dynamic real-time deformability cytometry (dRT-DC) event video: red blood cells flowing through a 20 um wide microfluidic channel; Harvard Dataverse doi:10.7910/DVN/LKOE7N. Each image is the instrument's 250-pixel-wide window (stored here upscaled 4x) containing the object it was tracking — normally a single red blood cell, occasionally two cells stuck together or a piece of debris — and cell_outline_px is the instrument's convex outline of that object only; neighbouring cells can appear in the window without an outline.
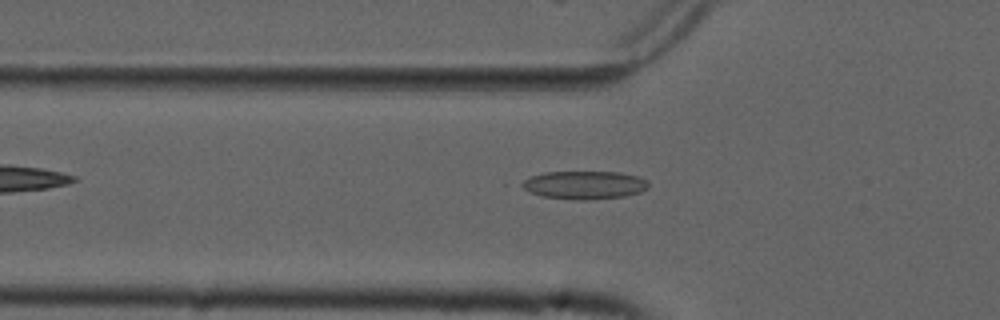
{"species": "common noctule bat (a hibernating species)", "species_latin": "Nyctalus noctula", "temperature_condition": "cold", "stored_images_in_passage": 38, "camera_frame_rate_fps": 3000, "um_per_image_px": 0.085, "animal": {"sex": "male", "forearm_length_mm": 52.5}, "frame": {"image": 1, "passage_image": 2, "time_ms": 0.333, "image_size_px": [1000, 320], "cell_outline_px": [[648, 188], [640, 192], [624, 196], [588, 200], [576, 200], [544, 196], [532, 192], [516, 184], [532, 176], [544, 172], [620, 172], [636, 176], [648, 180]], "centroid_in_image_um": [49.68, 15.72], "position_along_channel_um": 76.1, "area_um2": 20.69}}
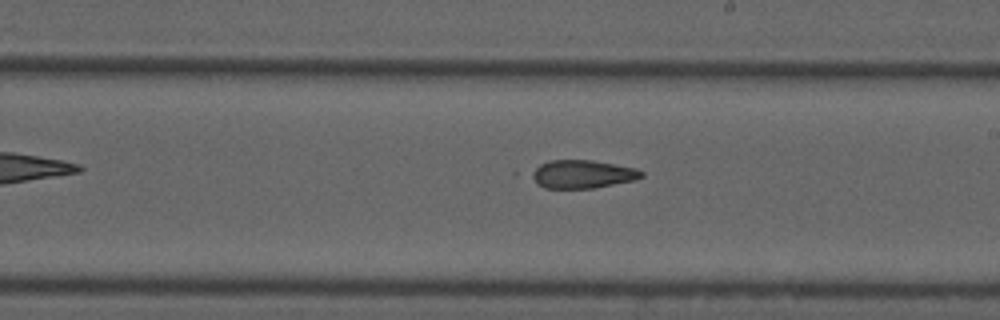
{"frame": {"image": 2, "passage_image": 15, "time_ms": 4.667, "image_size_px": [1000, 320], "cell_outline_px": [[644, 176], [636, 180], [596, 188], [544, 188], [536, 184], [528, 176], [528, 172], [540, 164], [552, 160], [592, 160], [636, 168], [644, 172]], "centroid_in_image_um": [49.46, 14.81], "position_along_channel_um": 239.5, "area_um2": 18.44}}
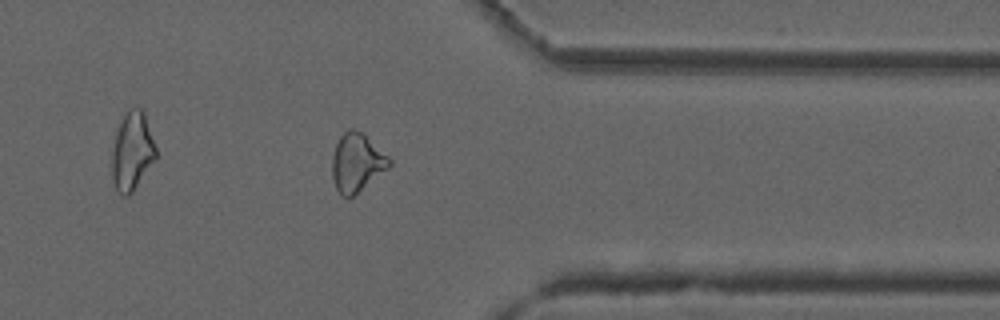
{"frame": {"image": 3, "passage_image": 27, "time_ms": 8.667, "image_size_px": [1000, 320], "cell_outline_px": [[392, 164], [388, 168], [352, 196], [344, 196], [336, 188], [332, 176], [332, 156], [336, 144], [340, 136], [348, 128], [352, 128], [364, 132], [392, 160]], "centroid_in_image_um": [30.33, 13.76], "position_along_channel_um": 381.1, "area_um2": 19.31}}